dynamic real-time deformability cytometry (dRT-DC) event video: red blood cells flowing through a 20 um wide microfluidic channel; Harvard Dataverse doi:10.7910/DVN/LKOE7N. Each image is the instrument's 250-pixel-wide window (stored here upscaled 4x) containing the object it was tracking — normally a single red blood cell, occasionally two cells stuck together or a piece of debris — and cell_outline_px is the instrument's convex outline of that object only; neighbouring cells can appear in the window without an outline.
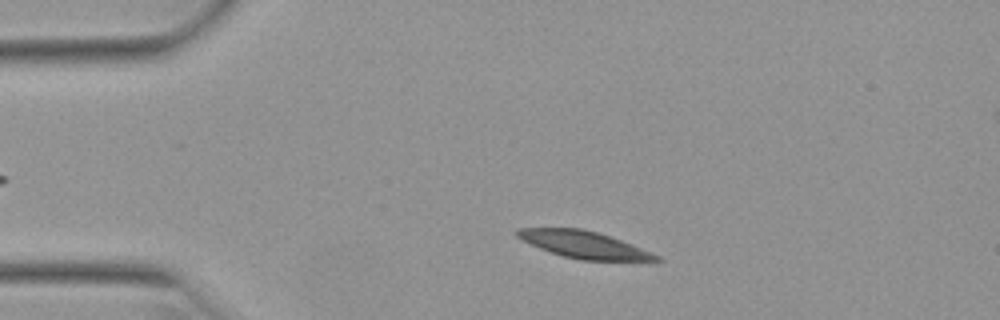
{"species": "Egyptian fruit bat (a non-hibernating species)", "species_latin": "Rousettus aegyptiacus", "temperature_condition": "warm", "stored_images_in_passage": 48, "camera_frame_rate_fps": 3000, "um_per_image_px": 0.085, "animal": {"sex": "female"}, "frame": {"image": 1, "passage_image": 6, "time_ms": 1.667, "image_size_px": [1000, 320], "cell_outline_px": [[664, 260], [580, 260], [564, 256], [540, 248], [516, 236], [512, 232], [516, 228], [584, 228], [632, 244], [652, 252], [660, 256]], "centroid_in_image_um": [49.61, 20.78], "position_along_channel_um": 35.4, "area_um2": 21.56}}
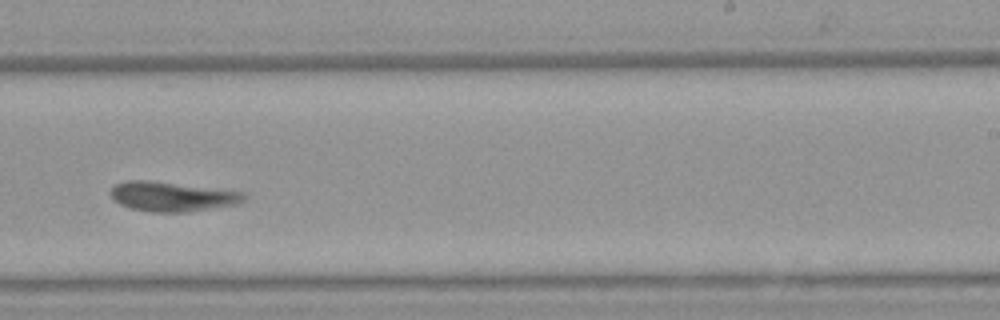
{"frame": {"image": 2, "passage_image": 28, "time_ms": 9.0, "image_size_px": [1000, 320], "cell_outline_px": [[248, 196], [244, 200], [236, 204], [188, 212], [152, 212], [132, 208], [120, 204], [112, 196], [112, 188], [116, 184], [128, 180], [144, 180], [244, 192]], "centroid_in_image_um": [14.66, 16.71], "position_along_channel_um": 274.3, "area_um2": 22.48}}
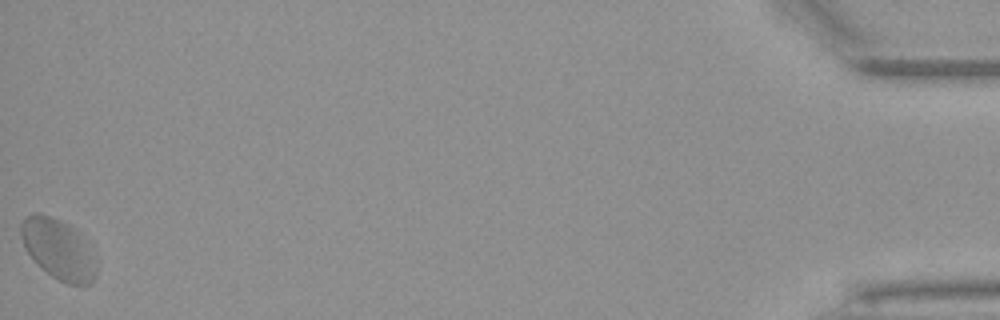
{"frame": {"image": 3, "passage_image": 48, "time_ms": 15.667, "image_size_px": [1000, 320], "cell_outline_px": [[96, 276], [92, 284], [68, 284], [52, 276], [36, 264], [24, 248], [20, 236], [20, 224], [32, 212], [36, 212], [60, 220], [68, 224], [96, 260]], "centroid_in_image_um": [4.89, 21.21], "position_along_channel_um": 430.3, "area_um2": 25.84}, "authors_computed_cell_mechanics": {"area_um2": 22.4264, "velocity_mm_per_s": 3.8358, "shape_relaxation_time_tau1_ms": 4.3256, "shape_relaxation_time_tau2_ms": 1.379, "deformation_change_tau1": 0.0961, "deformation_change_tau2": 0.075}}